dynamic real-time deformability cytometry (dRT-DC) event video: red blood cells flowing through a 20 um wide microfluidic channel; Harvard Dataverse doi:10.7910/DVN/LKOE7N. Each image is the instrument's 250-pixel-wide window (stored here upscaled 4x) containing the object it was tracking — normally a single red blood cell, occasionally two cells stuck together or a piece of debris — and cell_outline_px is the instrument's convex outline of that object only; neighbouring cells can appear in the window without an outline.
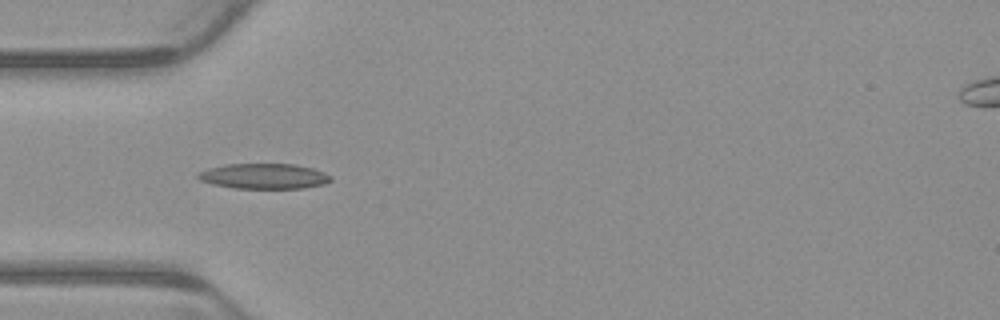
{"species": "common noctule bat (a hibernating species)", "species_latin": "Nyctalus noctula", "temperature_condition": "warm", "stored_images_in_passage": 6, "camera_frame_rate_fps": 3000, "um_per_image_px": 0.085, "animal": {"sex": "male", "body_mass_g": 23.1, "forearm_length_mm": 52.7}, "frame": {"image": 1, "passage_image": 5, "time_ms": 1.333, "image_size_px": [1000, 320], "cell_outline_px": [[332, 180], [324, 184], [304, 188], [232, 188], [212, 184], [200, 180], [196, 176], [200, 172], [208, 168], [224, 164], [296, 164], [312, 168], [324, 172], [332, 176]], "centroid_in_image_um": [22.45, 14.97], "position_along_channel_um": 62.6, "area_um2": 19.65}}
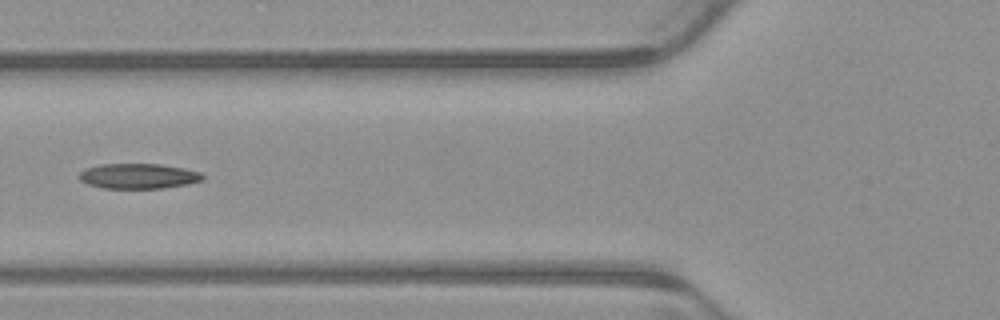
{"frame": {"image": 2, "passage_image": 6, "time_ms": 1.667, "image_size_px": [1000, 320], "cell_outline_px": [[204, 180], [188, 184], [164, 188], [104, 188], [88, 184], [80, 180], [80, 172], [84, 168], [100, 164], [160, 164], [184, 168], [200, 172], [204, 176]], "centroid_in_image_um": [11.78, 14.96], "position_along_channel_um": 114.0, "area_um2": 18.15}}